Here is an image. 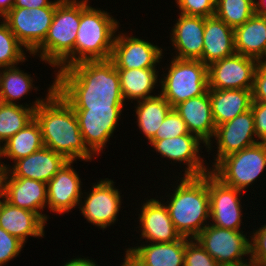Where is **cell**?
<instances>
[{"mask_svg":"<svg viewBox=\"0 0 266 266\" xmlns=\"http://www.w3.org/2000/svg\"><path fill=\"white\" fill-rule=\"evenodd\" d=\"M55 75V90L73 109H123L119 74L110 59L79 62Z\"/></svg>","mask_w":266,"mask_h":266,"instance_id":"cell-1","label":"cell"},{"mask_svg":"<svg viewBox=\"0 0 266 266\" xmlns=\"http://www.w3.org/2000/svg\"><path fill=\"white\" fill-rule=\"evenodd\" d=\"M52 84L34 112L43 144L68 161L78 158L89 162L94 154L85 145L74 109L55 90V81Z\"/></svg>","mask_w":266,"mask_h":266,"instance_id":"cell-2","label":"cell"},{"mask_svg":"<svg viewBox=\"0 0 266 266\" xmlns=\"http://www.w3.org/2000/svg\"><path fill=\"white\" fill-rule=\"evenodd\" d=\"M180 179L165 205L176 231L182 237L193 239L210 220L208 173Z\"/></svg>","mask_w":266,"mask_h":266,"instance_id":"cell-3","label":"cell"},{"mask_svg":"<svg viewBox=\"0 0 266 266\" xmlns=\"http://www.w3.org/2000/svg\"><path fill=\"white\" fill-rule=\"evenodd\" d=\"M80 16L81 0H62L56 6L45 40L31 54L40 55V60L59 70L74 65V45Z\"/></svg>","mask_w":266,"mask_h":266,"instance_id":"cell-4","label":"cell"},{"mask_svg":"<svg viewBox=\"0 0 266 266\" xmlns=\"http://www.w3.org/2000/svg\"><path fill=\"white\" fill-rule=\"evenodd\" d=\"M81 0L80 25L74 45V64L111 58L119 22L108 12Z\"/></svg>","mask_w":266,"mask_h":266,"instance_id":"cell-5","label":"cell"},{"mask_svg":"<svg viewBox=\"0 0 266 266\" xmlns=\"http://www.w3.org/2000/svg\"><path fill=\"white\" fill-rule=\"evenodd\" d=\"M168 73L161 79L160 94L172 108L190 98L205 94L208 87L207 65L200 60L172 58Z\"/></svg>","mask_w":266,"mask_h":266,"instance_id":"cell-6","label":"cell"},{"mask_svg":"<svg viewBox=\"0 0 266 266\" xmlns=\"http://www.w3.org/2000/svg\"><path fill=\"white\" fill-rule=\"evenodd\" d=\"M265 167L266 142H258L227 155L210 169L224 184L245 191L266 170Z\"/></svg>","mask_w":266,"mask_h":266,"instance_id":"cell-7","label":"cell"},{"mask_svg":"<svg viewBox=\"0 0 266 266\" xmlns=\"http://www.w3.org/2000/svg\"><path fill=\"white\" fill-rule=\"evenodd\" d=\"M56 7L12 8L3 20L23 49L31 53L45 40Z\"/></svg>","mask_w":266,"mask_h":266,"instance_id":"cell-8","label":"cell"},{"mask_svg":"<svg viewBox=\"0 0 266 266\" xmlns=\"http://www.w3.org/2000/svg\"><path fill=\"white\" fill-rule=\"evenodd\" d=\"M259 61L235 53L207 66L209 89L252 90L254 74Z\"/></svg>","mask_w":266,"mask_h":266,"instance_id":"cell-9","label":"cell"},{"mask_svg":"<svg viewBox=\"0 0 266 266\" xmlns=\"http://www.w3.org/2000/svg\"><path fill=\"white\" fill-rule=\"evenodd\" d=\"M243 233L208 224L195 239L222 265L241 262L244 255L250 256V239Z\"/></svg>","mask_w":266,"mask_h":266,"instance_id":"cell-10","label":"cell"},{"mask_svg":"<svg viewBox=\"0 0 266 266\" xmlns=\"http://www.w3.org/2000/svg\"><path fill=\"white\" fill-rule=\"evenodd\" d=\"M209 210L211 225L236 231L241 230L242 190L224 184L211 171L208 173Z\"/></svg>","mask_w":266,"mask_h":266,"instance_id":"cell-11","label":"cell"},{"mask_svg":"<svg viewBox=\"0 0 266 266\" xmlns=\"http://www.w3.org/2000/svg\"><path fill=\"white\" fill-rule=\"evenodd\" d=\"M78 208L88 222L104 230L118 220L117 215L121 208L120 191L114 188L111 179H101L93 185L85 200L80 201Z\"/></svg>","mask_w":266,"mask_h":266,"instance_id":"cell-12","label":"cell"},{"mask_svg":"<svg viewBox=\"0 0 266 266\" xmlns=\"http://www.w3.org/2000/svg\"><path fill=\"white\" fill-rule=\"evenodd\" d=\"M87 148L96 156L105 148L122 109H74Z\"/></svg>","mask_w":266,"mask_h":266,"instance_id":"cell-13","label":"cell"},{"mask_svg":"<svg viewBox=\"0 0 266 266\" xmlns=\"http://www.w3.org/2000/svg\"><path fill=\"white\" fill-rule=\"evenodd\" d=\"M162 51L151 42L121 33L115 37L110 60L116 69L156 68L163 57Z\"/></svg>","mask_w":266,"mask_h":266,"instance_id":"cell-14","label":"cell"},{"mask_svg":"<svg viewBox=\"0 0 266 266\" xmlns=\"http://www.w3.org/2000/svg\"><path fill=\"white\" fill-rule=\"evenodd\" d=\"M214 138L217 141V154L212 167L227 155L260 142L258 139H254L256 138L255 124L251 109L216 126Z\"/></svg>","mask_w":266,"mask_h":266,"instance_id":"cell-15","label":"cell"},{"mask_svg":"<svg viewBox=\"0 0 266 266\" xmlns=\"http://www.w3.org/2000/svg\"><path fill=\"white\" fill-rule=\"evenodd\" d=\"M149 143L163 158L178 163L184 162L183 165L187 163L183 176H201L211 171L206 165L204 166L206 163L199 156L200 144L204 142L194 134L150 140Z\"/></svg>","mask_w":266,"mask_h":266,"instance_id":"cell-16","label":"cell"},{"mask_svg":"<svg viewBox=\"0 0 266 266\" xmlns=\"http://www.w3.org/2000/svg\"><path fill=\"white\" fill-rule=\"evenodd\" d=\"M68 161L47 183V206L56 214L69 212L79 206L84 198L81 190V179ZM82 196V197H81Z\"/></svg>","mask_w":266,"mask_h":266,"instance_id":"cell-17","label":"cell"},{"mask_svg":"<svg viewBox=\"0 0 266 266\" xmlns=\"http://www.w3.org/2000/svg\"><path fill=\"white\" fill-rule=\"evenodd\" d=\"M3 179L4 199L7 202L35 212L45 222L47 221L48 216L41 212L47 205V183L30 178H16L7 170L3 171Z\"/></svg>","mask_w":266,"mask_h":266,"instance_id":"cell-18","label":"cell"},{"mask_svg":"<svg viewBox=\"0 0 266 266\" xmlns=\"http://www.w3.org/2000/svg\"><path fill=\"white\" fill-rule=\"evenodd\" d=\"M67 162L64 156L43 146L29 156L13 162L12 168L2 164V170H7L16 178H30L48 183Z\"/></svg>","mask_w":266,"mask_h":266,"instance_id":"cell-19","label":"cell"},{"mask_svg":"<svg viewBox=\"0 0 266 266\" xmlns=\"http://www.w3.org/2000/svg\"><path fill=\"white\" fill-rule=\"evenodd\" d=\"M140 209L139 223L141 238L150 243H170L181 235L176 231L165 203L158 199L146 200Z\"/></svg>","mask_w":266,"mask_h":266,"instance_id":"cell-20","label":"cell"},{"mask_svg":"<svg viewBox=\"0 0 266 266\" xmlns=\"http://www.w3.org/2000/svg\"><path fill=\"white\" fill-rule=\"evenodd\" d=\"M186 123L189 133L196 135L204 146L211 150V139L214 137L216 125L212 115L211 100L208 91L198 97L190 98L174 107Z\"/></svg>","mask_w":266,"mask_h":266,"instance_id":"cell-21","label":"cell"},{"mask_svg":"<svg viewBox=\"0 0 266 266\" xmlns=\"http://www.w3.org/2000/svg\"><path fill=\"white\" fill-rule=\"evenodd\" d=\"M126 249L125 257L135 266H184L186 237L170 243H149Z\"/></svg>","mask_w":266,"mask_h":266,"instance_id":"cell-22","label":"cell"},{"mask_svg":"<svg viewBox=\"0 0 266 266\" xmlns=\"http://www.w3.org/2000/svg\"><path fill=\"white\" fill-rule=\"evenodd\" d=\"M172 28L171 43L178 59L200 60L202 62L204 17L179 13Z\"/></svg>","mask_w":266,"mask_h":266,"instance_id":"cell-23","label":"cell"},{"mask_svg":"<svg viewBox=\"0 0 266 266\" xmlns=\"http://www.w3.org/2000/svg\"><path fill=\"white\" fill-rule=\"evenodd\" d=\"M235 53L234 29L215 15L204 18L202 62L208 66Z\"/></svg>","mask_w":266,"mask_h":266,"instance_id":"cell-24","label":"cell"},{"mask_svg":"<svg viewBox=\"0 0 266 266\" xmlns=\"http://www.w3.org/2000/svg\"><path fill=\"white\" fill-rule=\"evenodd\" d=\"M46 222L35 212L13 206L4 198L0 204V227L24 244L28 236L43 237Z\"/></svg>","mask_w":266,"mask_h":266,"instance_id":"cell-25","label":"cell"},{"mask_svg":"<svg viewBox=\"0 0 266 266\" xmlns=\"http://www.w3.org/2000/svg\"><path fill=\"white\" fill-rule=\"evenodd\" d=\"M212 115L215 125H221L251 109L252 90L245 89H209Z\"/></svg>","mask_w":266,"mask_h":266,"instance_id":"cell-26","label":"cell"},{"mask_svg":"<svg viewBox=\"0 0 266 266\" xmlns=\"http://www.w3.org/2000/svg\"><path fill=\"white\" fill-rule=\"evenodd\" d=\"M235 52L260 61L266 53V16L254 14L234 28Z\"/></svg>","mask_w":266,"mask_h":266,"instance_id":"cell-27","label":"cell"},{"mask_svg":"<svg viewBox=\"0 0 266 266\" xmlns=\"http://www.w3.org/2000/svg\"><path fill=\"white\" fill-rule=\"evenodd\" d=\"M156 68L117 69L120 78L121 93L124 100L140 101L157 95H151L158 82Z\"/></svg>","mask_w":266,"mask_h":266,"instance_id":"cell-28","label":"cell"},{"mask_svg":"<svg viewBox=\"0 0 266 266\" xmlns=\"http://www.w3.org/2000/svg\"><path fill=\"white\" fill-rule=\"evenodd\" d=\"M3 144L2 157H8V159H12L14 162L41 149L44 144L41 128L36 119L34 118Z\"/></svg>","mask_w":266,"mask_h":266,"instance_id":"cell-29","label":"cell"},{"mask_svg":"<svg viewBox=\"0 0 266 266\" xmlns=\"http://www.w3.org/2000/svg\"><path fill=\"white\" fill-rule=\"evenodd\" d=\"M137 102L138 106L135 107L137 125L150 141L172 107L161 94Z\"/></svg>","mask_w":266,"mask_h":266,"instance_id":"cell-30","label":"cell"},{"mask_svg":"<svg viewBox=\"0 0 266 266\" xmlns=\"http://www.w3.org/2000/svg\"><path fill=\"white\" fill-rule=\"evenodd\" d=\"M44 99H37L33 105L3 104L0 107V144L5 143L19 130L34 119L35 109L43 103Z\"/></svg>","mask_w":266,"mask_h":266,"instance_id":"cell-31","label":"cell"},{"mask_svg":"<svg viewBox=\"0 0 266 266\" xmlns=\"http://www.w3.org/2000/svg\"><path fill=\"white\" fill-rule=\"evenodd\" d=\"M28 73L12 66L0 69V90L6 104H16L33 89V78Z\"/></svg>","mask_w":266,"mask_h":266,"instance_id":"cell-32","label":"cell"},{"mask_svg":"<svg viewBox=\"0 0 266 266\" xmlns=\"http://www.w3.org/2000/svg\"><path fill=\"white\" fill-rule=\"evenodd\" d=\"M255 0H216L215 16L231 28L243 25L255 14Z\"/></svg>","mask_w":266,"mask_h":266,"instance_id":"cell-33","label":"cell"},{"mask_svg":"<svg viewBox=\"0 0 266 266\" xmlns=\"http://www.w3.org/2000/svg\"><path fill=\"white\" fill-rule=\"evenodd\" d=\"M0 22V69L16 66L25 62L26 56L22 44L17 40L7 23Z\"/></svg>","mask_w":266,"mask_h":266,"instance_id":"cell-34","label":"cell"},{"mask_svg":"<svg viewBox=\"0 0 266 266\" xmlns=\"http://www.w3.org/2000/svg\"><path fill=\"white\" fill-rule=\"evenodd\" d=\"M189 134L186 123L177 111L172 108L162 121L155 136L151 140H162Z\"/></svg>","mask_w":266,"mask_h":266,"instance_id":"cell-35","label":"cell"},{"mask_svg":"<svg viewBox=\"0 0 266 266\" xmlns=\"http://www.w3.org/2000/svg\"><path fill=\"white\" fill-rule=\"evenodd\" d=\"M184 266H219V264L195 238H187Z\"/></svg>","mask_w":266,"mask_h":266,"instance_id":"cell-36","label":"cell"},{"mask_svg":"<svg viewBox=\"0 0 266 266\" xmlns=\"http://www.w3.org/2000/svg\"><path fill=\"white\" fill-rule=\"evenodd\" d=\"M181 14L210 17L215 15L216 0H175Z\"/></svg>","mask_w":266,"mask_h":266,"instance_id":"cell-37","label":"cell"},{"mask_svg":"<svg viewBox=\"0 0 266 266\" xmlns=\"http://www.w3.org/2000/svg\"><path fill=\"white\" fill-rule=\"evenodd\" d=\"M24 243L0 227V265H6L21 252Z\"/></svg>","mask_w":266,"mask_h":266,"instance_id":"cell-38","label":"cell"},{"mask_svg":"<svg viewBox=\"0 0 266 266\" xmlns=\"http://www.w3.org/2000/svg\"><path fill=\"white\" fill-rule=\"evenodd\" d=\"M252 234V239H250V258L258 266H262L266 262V224L264 223Z\"/></svg>","mask_w":266,"mask_h":266,"instance_id":"cell-39","label":"cell"},{"mask_svg":"<svg viewBox=\"0 0 266 266\" xmlns=\"http://www.w3.org/2000/svg\"><path fill=\"white\" fill-rule=\"evenodd\" d=\"M251 111L254 116L255 135L260 142H266V102L253 101Z\"/></svg>","mask_w":266,"mask_h":266,"instance_id":"cell-40","label":"cell"},{"mask_svg":"<svg viewBox=\"0 0 266 266\" xmlns=\"http://www.w3.org/2000/svg\"><path fill=\"white\" fill-rule=\"evenodd\" d=\"M253 101L266 102V64L259 62L254 74L252 87Z\"/></svg>","mask_w":266,"mask_h":266,"instance_id":"cell-41","label":"cell"},{"mask_svg":"<svg viewBox=\"0 0 266 266\" xmlns=\"http://www.w3.org/2000/svg\"><path fill=\"white\" fill-rule=\"evenodd\" d=\"M62 0H15L13 8H41V7H56Z\"/></svg>","mask_w":266,"mask_h":266,"instance_id":"cell-42","label":"cell"},{"mask_svg":"<svg viewBox=\"0 0 266 266\" xmlns=\"http://www.w3.org/2000/svg\"><path fill=\"white\" fill-rule=\"evenodd\" d=\"M63 266H99L93 260L88 258H74L63 264Z\"/></svg>","mask_w":266,"mask_h":266,"instance_id":"cell-43","label":"cell"},{"mask_svg":"<svg viewBox=\"0 0 266 266\" xmlns=\"http://www.w3.org/2000/svg\"><path fill=\"white\" fill-rule=\"evenodd\" d=\"M15 0H0L1 19L14 7Z\"/></svg>","mask_w":266,"mask_h":266,"instance_id":"cell-44","label":"cell"},{"mask_svg":"<svg viewBox=\"0 0 266 266\" xmlns=\"http://www.w3.org/2000/svg\"><path fill=\"white\" fill-rule=\"evenodd\" d=\"M255 14L266 16V0H255Z\"/></svg>","mask_w":266,"mask_h":266,"instance_id":"cell-45","label":"cell"},{"mask_svg":"<svg viewBox=\"0 0 266 266\" xmlns=\"http://www.w3.org/2000/svg\"><path fill=\"white\" fill-rule=\"evenodd\" d=\"M245 259V261L237 262V263H230V264H222L219 266H258L251 258Z\"/></svg>","mask_w":266,"mask_h":266,"instance_id":"cell-46","label":"cell"},{"mask_svg":"<svg viewBox=\"0 0 266 266\" xmlns=\"http://www.w3.org/2000/svg\"><path fill=\"white\" fill-rule=\"evenodd\" d=\"M1 197H2V199L4 198V179H3V170L2 169H0V204L2 202Z\"/></svg>","mask_w":266,"mask_h":266,"instance_id":"cell-47","label":"cell"},{"mask_svg":"<svg viewBox=\"0 0 266 266\" xmlns=\"http://www.w3.org/2000/svg\"><path fill=\"white\" fill-rule=\"evenodd\" d=\"M124 262L121 266H135L131 261H129L126 257H124Z\"/></svg>","mask_w":266,"mask_h":266,"instance_id":"cell-48","label":"cell"},{"mask_svg":"<svg viewBox=\"0 0 266 266\" xmlns=\"http://www.w3.org/2000/svg\"><path fill=\"white\" fill-rule=\"evenodd\" d=\"M5 104V101H4V98H3V94L1 93V90H0V107Z\"/></svg>","mask_w":266,"mask_h":266,"instance_id":"cell-49","label":"cell"},{"mask_svg":"<svg viewBox=\"0 0 266 266\" xmlns=\"http://www.w3.org/2000/svg\"><path fill=\"white\" fill-rule=\"evenodd\" d=\"M2 158V145L0 144V159ZM0 169H2V163L0 162Z\"/></svg>","mask_w":266,"mask_h":266,"instance_id":"cell-50","label":"cell"},{"mask_svg":"<svg viewBox=\"0 0 266 266\" xmlns=\"http://www.w3.org/2000/svg\"><path fill=\"white\" fill-rule=\"evenodd\" d=\"M265 57H266V53H265ZM262 58L259 62L265 63L266 64V58ZM265 59V60H264Z\"/></svg>","mask_w":266,"mask_h":266,"instance_id":"cell-51","label":"cell"}]
</instances>
